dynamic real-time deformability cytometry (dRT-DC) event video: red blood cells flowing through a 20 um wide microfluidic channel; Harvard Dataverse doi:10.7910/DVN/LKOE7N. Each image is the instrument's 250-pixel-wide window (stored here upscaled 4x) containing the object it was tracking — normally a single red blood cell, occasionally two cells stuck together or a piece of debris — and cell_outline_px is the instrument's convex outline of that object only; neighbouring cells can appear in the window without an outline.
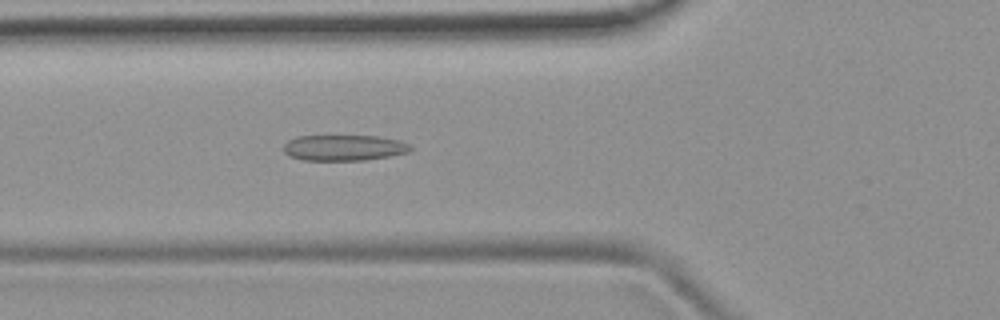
{"species": "common noctule bat (a hibernating species)", "species_latin": "Nyctalus noctula", "temperature_condition": "room temperature", "stored_images_in_passage": 47, "camera_frame_rate_fps": 3000, "um_per_image_px": 0.085, "animal": {"sex": "female", "body_mass_g": 19.9}, "frame": {"image": 1, "passage_image": 14, "time_ms": 4.333, "image_size_px": [1000, 320], "cell_outline_px": [[412, 148], [408, 152], [388, 156], [364, 160], [304, 160], [288, 156], [284, 152], [284, 144], [288, 140], [296, 136], [376, 136], [400, 140], [412, 144]], "centroid_in_image_um": [29.23, 12.55], "position_along_channel_um": 96.6, "area_um2": 19.13}}
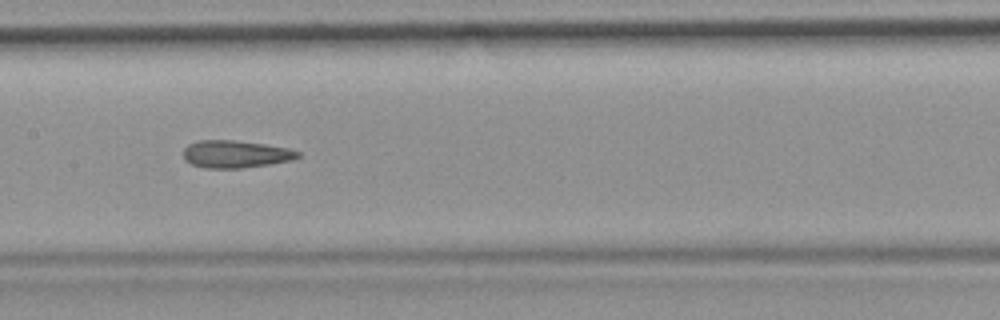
{"frame": {"image": 2, "passage_image": 21, "time_ms": 6.667, "image_size_px": [1000, 320], "cell_outline_px": [[300, 156], [292, 160], [244, 168], [204, 168], [192, 164], [184, 160], [184, 148], [188, 144], [200, 140], [232, 140], [264, 144], [288, 148], [300, 152]], "centroid_in_image_um": [20.01, 13.1], "position_along_channel_um": 187.4, "area_um2": 18.26}}
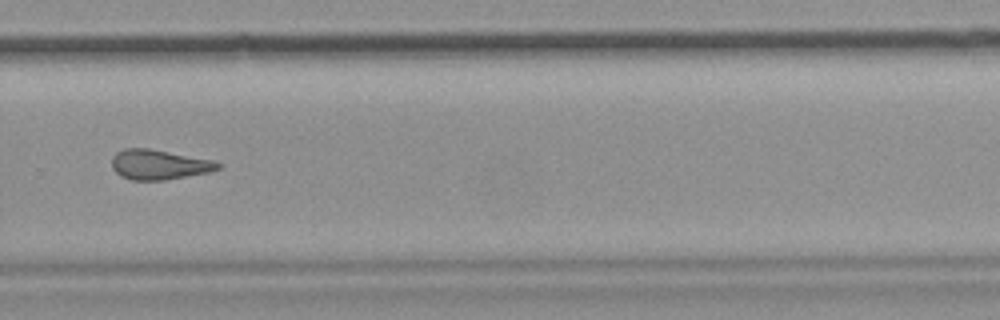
{"frame": {"image": 3, "passage_image": 31, "time_ms": 10.0, "image_size_px": [1000, 320], "cell_outline_px": [[224, 164], [220, 168], [208, 172], [164, 180], [132, 180], [120, 176], [112, 168], [112, 156], [116, 152], [124, 148], [148, 148], [212, 160]], "centroid_in_image_um": [13.49, 13.99], "position_along_channel_um": 316.3, "area_um2": 18.44}, "authors_computed_cell_mechanics": {"area_um2": 18.8428, "velocity_mm_per_s": 3.8844, "shape_relaxation_time_tau1_ms": null, "shape_relaxation_time_tau2_ms": 2.779, "deformation_change_tau1": null, "deformation_change_tau2": 0.1056}}